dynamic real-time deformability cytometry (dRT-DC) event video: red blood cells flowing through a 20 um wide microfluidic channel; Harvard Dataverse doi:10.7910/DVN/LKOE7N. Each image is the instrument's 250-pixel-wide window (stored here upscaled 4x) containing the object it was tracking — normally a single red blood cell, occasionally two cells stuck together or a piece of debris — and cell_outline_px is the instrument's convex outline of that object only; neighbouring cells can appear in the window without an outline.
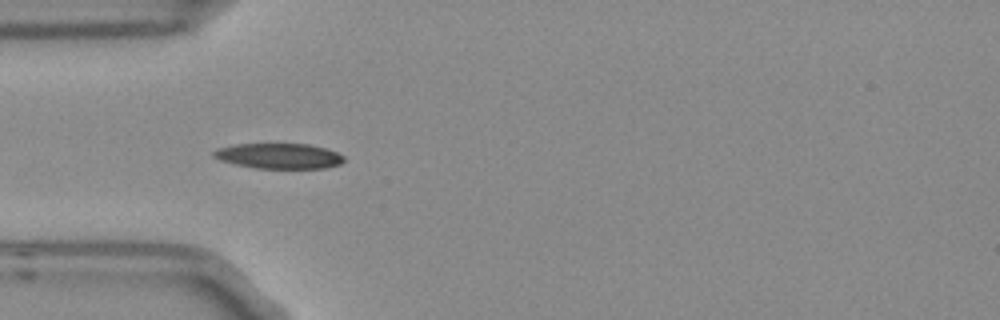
{"species": "Egyptian fruit bat (a non-hibernating species)", "species_latin": "Rousettus aegyptiacus", "temperature_condition": "room temperature", "stored_images_in_passage": 8, "camera_frame_rate_fps": 3000, "um_per_image_px": 0.085, "frame": {"image": 1, "passage_image": 4, "time_ms": 1.0, "image_size_px": [1000, 320], "cell_outline_px": [[344, 160], [340, 164], [324, 168], [256, 168], [236, 164], [220, 160], [212, 156], [212, 152], [216, 148], [236, 144], [308, 144], [324, 148], [336, 152], [344, 156]], "centroid_in_image_um": [23.68, 13.25], "position_along_channel_um": 61.3, "area_um2": 19.13}}
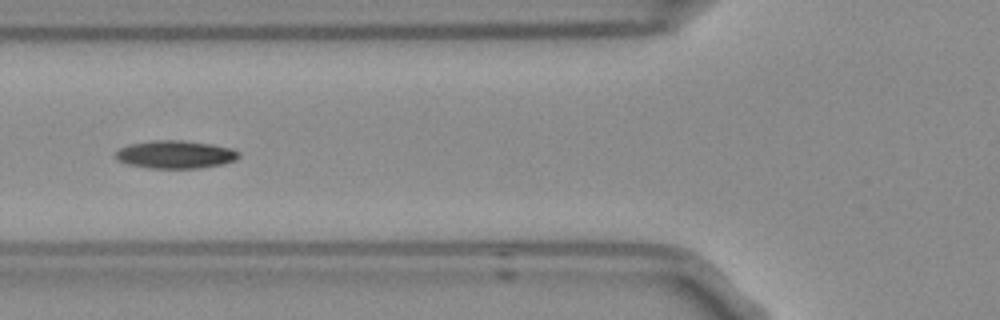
{"frame": {"image": 2, "passage_image": 5, "time_ms": 1.333, "image_size_px": [1000, 320], "cell_outline_px": [[240, 156], [236, 160], [220, 164], [200, 168], [148, 168], [128, 164], [120, 160], [116, 156], [116, 152], [120, 148], [132, 144], [156, 140], [180, 140], [208, 144], [232, 148], [240, 152]], "centroid_in_image_um": [14.94, 13.14], "position_along_channel_um": 110.9, "area_um2": 19.71}}